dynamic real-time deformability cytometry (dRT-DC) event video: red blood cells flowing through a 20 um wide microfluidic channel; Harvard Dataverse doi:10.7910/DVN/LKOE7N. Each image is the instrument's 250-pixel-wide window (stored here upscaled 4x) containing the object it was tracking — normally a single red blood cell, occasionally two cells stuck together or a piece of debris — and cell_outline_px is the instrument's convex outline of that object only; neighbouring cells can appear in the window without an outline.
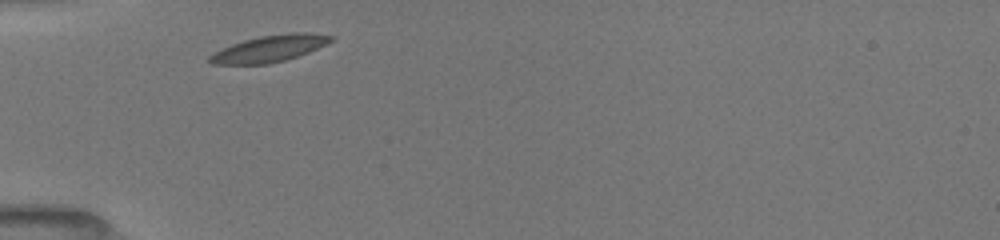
{"species": "common noctule bat (a hibernating species)", "species_latin": "Nyctalus noctula", "temperature_condition": "room temperature", "stored_images_in_passage": 2, "camera_frame_rate_fps": 3000, "um_per_image_px": 0.085, "animal": {"sex": "female", "body_mass_g": 19.5, "forearm_length_mm": 54.1}, "frame": {"image": 1, "passage_image": 1, "time_ms": 0.0, "image_size_px": [1000, 240], "cell_outline_px": [[336, 40], [308, 52], [284, 60], [268, 64], [212, 64], [208, 60], [208, 56], [232, 44], [244, 40], [260, 36], [292, 32], [308, 32], [336, 36]], "centroid_in_image_um": [22.97, 4.11], "position_along_channel_um": 62.0, "area_um2": 18.73}}
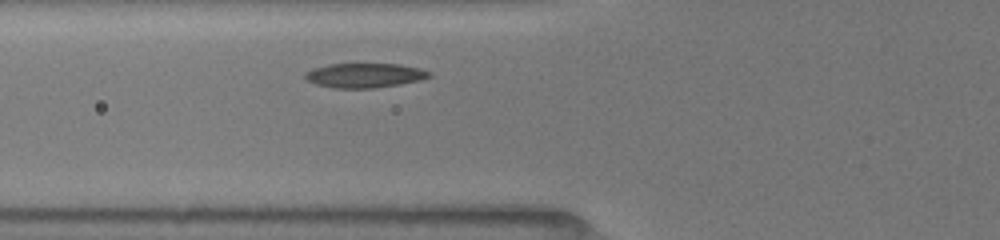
{"frame": {"image": 2, "passage_image": 2, "time_ms": 1.0, "image_size_px": [1000, 240], "cell_outline_px": [[432, 76], [420, 80], [400, 84], [376, 88], [332, 88], [316, 84], [308, 80], [304, 76], [304, 72], [312, 68], [328, 64], [400, 64], [420, 68], [432, 72]], "centroid_in_image_um": [31.0, 6.4], "position_along_channel_um": 94.8, "area_um2": 17.86}}